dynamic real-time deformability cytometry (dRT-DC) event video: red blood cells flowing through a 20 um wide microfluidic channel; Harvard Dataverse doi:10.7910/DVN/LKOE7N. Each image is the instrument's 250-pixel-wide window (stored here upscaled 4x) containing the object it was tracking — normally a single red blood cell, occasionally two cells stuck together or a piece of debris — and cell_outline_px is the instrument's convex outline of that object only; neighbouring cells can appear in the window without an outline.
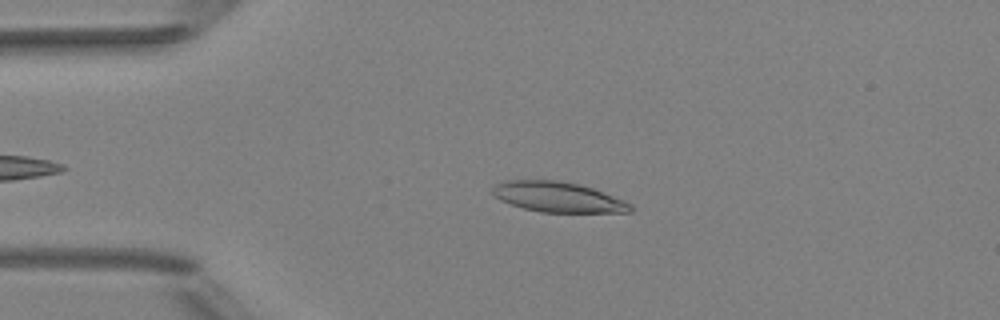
{"species": "Egyptian fruit bat (a non-hibernating species)", "species_latin": "Rousettus aegyptiacus", "temperature_condition": "room temperature", "stored_images_in_passage": 3, "camera_frame_rate_fps": 3000, "um_per_image_px": 0.085, "animal": {"sex": "female"}, "frame": {"image": 1, "passage_image": 2, "time_ms": 1.0, "image_size_px": [1000, 320], "cell_outline_px": [[632, 212], [540, 212], [524, 208], [500, 200], [492, 196], [492, 188], [496, 184], [504, 180], [556, 180], [580, 184], [592, 188], [624, 200], [632, 204]], "centroid_in_image_um": [47.4, 16.74], "position_along_channel_um": 37.6, "area_um2": 24.28}}